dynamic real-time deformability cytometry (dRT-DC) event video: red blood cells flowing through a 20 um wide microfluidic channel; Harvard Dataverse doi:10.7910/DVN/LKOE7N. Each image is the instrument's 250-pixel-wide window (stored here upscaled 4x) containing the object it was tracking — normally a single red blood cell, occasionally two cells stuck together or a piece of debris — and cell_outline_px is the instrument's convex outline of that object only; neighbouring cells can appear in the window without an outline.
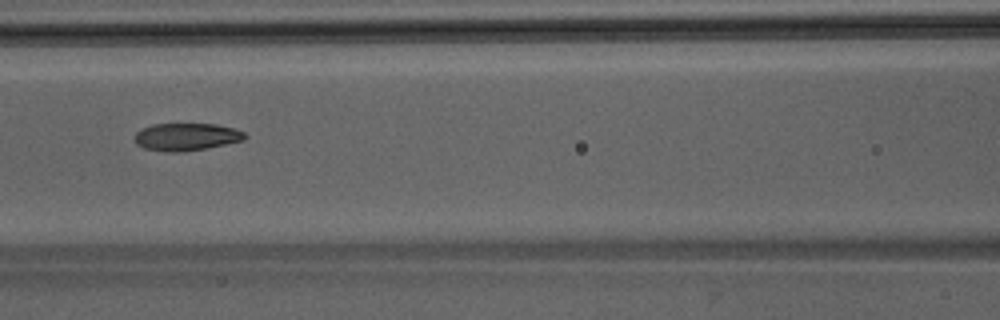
{"species": "Egyptian fruit bat (a non-hibernating species)", "species_latin": "Rousettus aegyptiacus", "temperature_condition": "room temperature", "stored_images_in_passage": 35, "camera_frame_rate_fps": 3000, "um_per_image_px": 0.085, "animal": {"sex": "male"}, "frame": {"image": 1, "passage_image": 9, "time_ms": 2.667, "image_size_px": [1000, 320], "cell_outline_px": [[248, 136], [244, 140], [184, 152], [168, 152], [144, 148], [136, 144], [136, 132], [152, 124], [216, 124], [232, 128], [244, 132]], "centroid_in_image_um": [15.84, 11.63], "position_along_channel_um": 150.8, "area_um2": 17.46}}
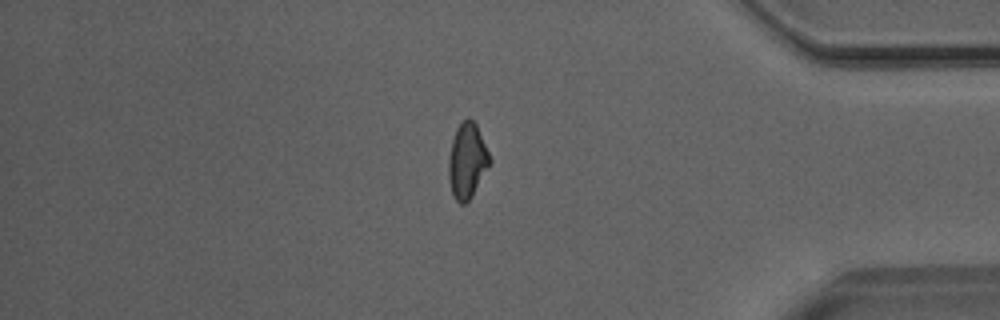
{"frame": {"image": 2, "passage_image": 28, "time_ms": 9.0, "image_size_px": [1000, 320], "cell_outline_px": [[492, 164], [472, 196], [464, 204], [460, 204], [456, 200], [452, 192], [448, 176], [448, 160], [452, 140], [456, 128], [468, 116], [476, 124], [492, 160]], "centroid_in_image_um": [39.73, 13.68], "position_along_channel_um": 395.5, "area_um2": 18.15}}
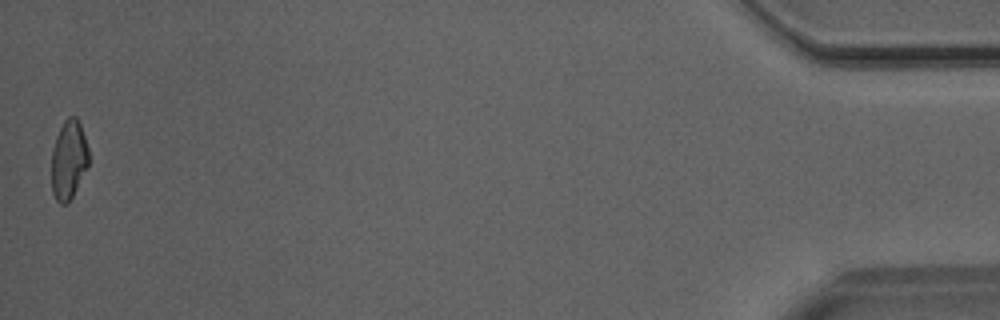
{"frame": {"image": 3, "passage_image": 35, "time_ms": 11.333, "image_size_px": [1000, 320], "cell_outline_px": [[88, 164], [68, 204], [60, 204], [56, 200], [52, 192], [52, 148], [56, 136], [64, 120], [68, 116], [76, 116], [80, 124], [88, 148]], "centroid_in_image_um": [5.82, 13.57], "position_along_channel_um": 429.4, "area_um2": 16.94}}